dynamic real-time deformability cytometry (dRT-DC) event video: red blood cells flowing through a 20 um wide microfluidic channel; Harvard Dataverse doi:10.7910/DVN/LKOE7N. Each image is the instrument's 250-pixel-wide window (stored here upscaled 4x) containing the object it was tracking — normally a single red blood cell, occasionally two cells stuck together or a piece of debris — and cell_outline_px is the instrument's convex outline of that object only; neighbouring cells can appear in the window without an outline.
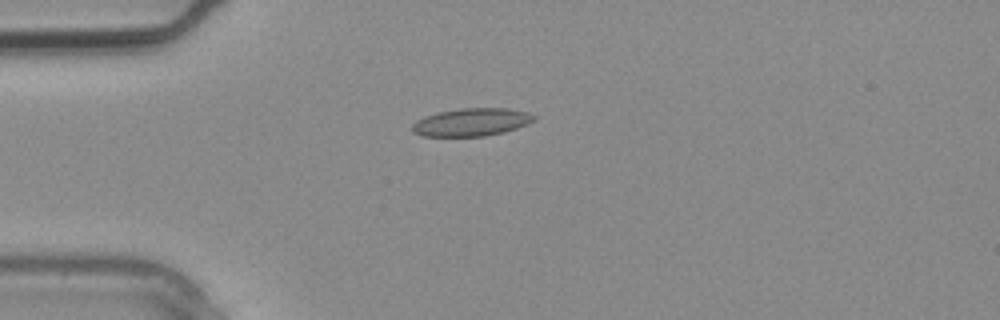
{"species": "common noctule bat (a hibernating species)", "species_latin": "Nyctalus noctula", "temperature_condition": "warm", "stored_images_in_passage": 3, "camera_frame_rate_fps": 3000, "um_per_image_px": 0.085, "animal": {"sex": "male", "body_mass_g": 20.4}, "frame": {"image": 1, "passage_image": 3, "time_ms": 0.667, "image_size_px": [1000, 320], "cell_outline_px": [[536, 120], [528, 124], [504, 132], [484, 136], [424, 136], [412, 132], [412, 124], [416, 120], [424, 116], [440, 112], [460, 108], [508, 108], [528, 112], [536, 116]], "centroid_in_image_um": [40.1, 10.38], "position_along_channel_um": 44.9, "area_um2": 19.83}}